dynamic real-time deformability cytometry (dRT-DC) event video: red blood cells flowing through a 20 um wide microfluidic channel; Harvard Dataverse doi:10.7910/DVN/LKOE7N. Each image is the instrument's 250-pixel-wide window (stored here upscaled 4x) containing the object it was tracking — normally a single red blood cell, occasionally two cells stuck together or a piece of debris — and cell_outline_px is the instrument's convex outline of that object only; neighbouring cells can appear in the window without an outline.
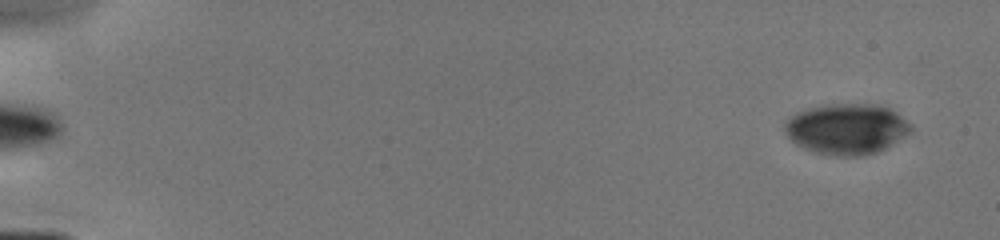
{"species": "human", "species_latin": "Homo sapiens", "temperature_condition": "cold", "stored_images_in_passage": 5, "segment_of_instrument_passage": [2, 2], "camera_frame_rate_fps": 3000, "um_per_image_px": 0.085, "donor": {"sex": "male"}, "frame": {"image": 1, "passage_image": 5, "time_ms": 4.333, "image_size_px": [1000, 240], "cell_outline_px": [[912, 132], [884, 148], [876, 152], [864, 156], [836, 156], [812, 152], [796, 144], [784, 132], [784, 124], [792, 116], [800, 112], [812, 108], [848, 104], [864, 104], [888, 108], [896, 112], [912, 124]], "centroid_in_image_um": [71.99, 11.0], "position_along_channel_um": 13.0, "area_um2": 36.65}}